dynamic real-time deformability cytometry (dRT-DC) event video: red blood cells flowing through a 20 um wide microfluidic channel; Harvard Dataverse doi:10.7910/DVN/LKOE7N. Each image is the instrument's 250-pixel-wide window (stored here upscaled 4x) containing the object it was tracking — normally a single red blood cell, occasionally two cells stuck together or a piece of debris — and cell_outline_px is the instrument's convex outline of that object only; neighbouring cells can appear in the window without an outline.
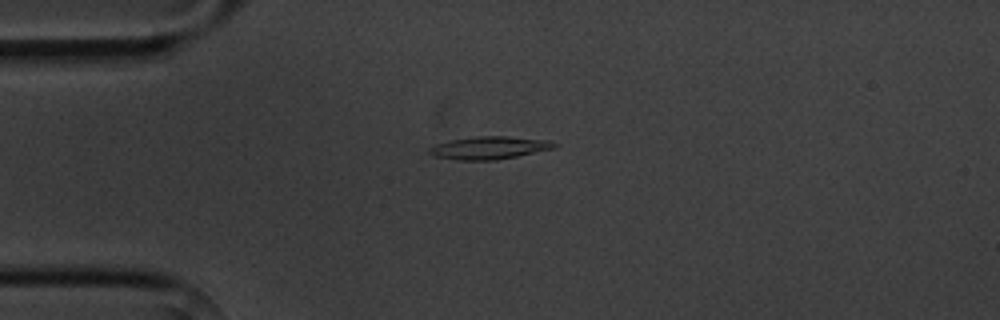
{"species": "common noctule bat (a hibernating species)", "species_latin": "Nyctalus noctula", "temperature_condition": "cold", "stored_images_in_passage": 2, "camera_frame_rate_fps": 3000, "um_per_image_px": 0.085, "animal": {"sex": "male", "body_mass_g": 20.1, "forearm_length_mm": 53.5}, "frame": {"image": 1, "passage_image": 1, "time_ms": 0.0, "image_size_px": [1000, 320], "cell_outline_px": [[556, 148], [496, 160], [456, 160], [432, 156], [428, 152], [428, 148], [436, 144], [452, 140], [476, 136], [508, 136], [548, 140], [556, 144]], "centroid_in_image_um": [41.56, 12.56], "position_along_channel_um": 43.4, "area_um2": 16.53}}